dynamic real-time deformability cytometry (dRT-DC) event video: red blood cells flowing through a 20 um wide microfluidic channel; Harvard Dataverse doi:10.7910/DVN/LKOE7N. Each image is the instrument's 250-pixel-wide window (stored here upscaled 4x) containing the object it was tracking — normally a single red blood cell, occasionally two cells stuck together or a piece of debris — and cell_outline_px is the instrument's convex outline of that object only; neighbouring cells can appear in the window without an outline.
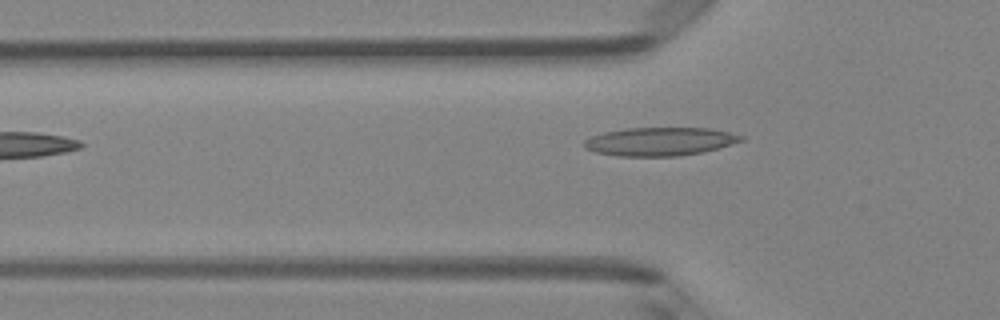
{"species": "Egyptian fruit bat (a non-hibernating species)", "species_latin": "Rousettus aegyptiacus", "temperature_condition": "room temperature", "stored_images_in_passage": 5, "camera_frame_rate_fps": 3000, "um_per_image_px": 0.085, "animal": {"sex": "female"}, "frame": {"image": 1, "passage_image": 4, "time_ms": 3.667, "image_size_px": [1000, 320], "cell_outline_px": [[744, 140], [732, 144], [700, 152], [676, 156], [616, 156], [596, 152], [584, 148], [584, 140], [592, 136], [604, 132], [628, 128], [712, 128], [744, 136]], "centroid_in_image_um": [56.07, 12.02], "position_along_channel_um": 69.7, "area_um2": 25.78}}
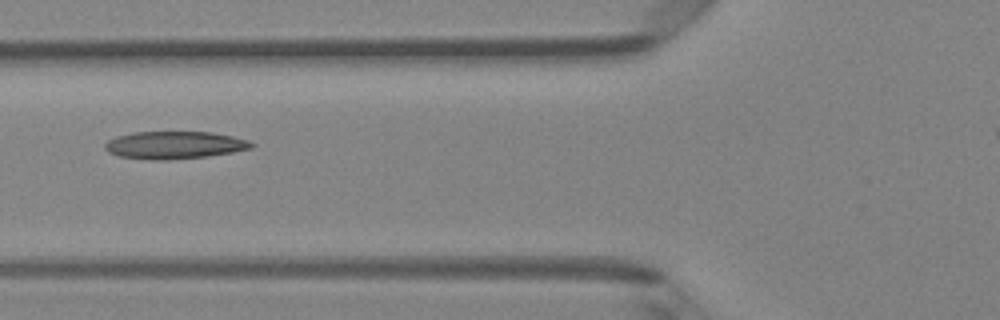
{"frame": {"image": 2, "passage_image": 5, "time_ms": 4.667, "image_size_px": [1000, 320], "cell_outline_px": [[256, 144], [252, 148], [232, 152], [208, 156], [164, 160], [156, 160], [120, 156], [108, 152], [104, 148], [104, 144], [108, 140], [116, 136], [132, 132], [212, 132], [232, 136], [248, 140]], "centroid_in_image_um": [14.83, 12.32], "position_along_channel_um": 111.0, "area_um2": 23.47}}